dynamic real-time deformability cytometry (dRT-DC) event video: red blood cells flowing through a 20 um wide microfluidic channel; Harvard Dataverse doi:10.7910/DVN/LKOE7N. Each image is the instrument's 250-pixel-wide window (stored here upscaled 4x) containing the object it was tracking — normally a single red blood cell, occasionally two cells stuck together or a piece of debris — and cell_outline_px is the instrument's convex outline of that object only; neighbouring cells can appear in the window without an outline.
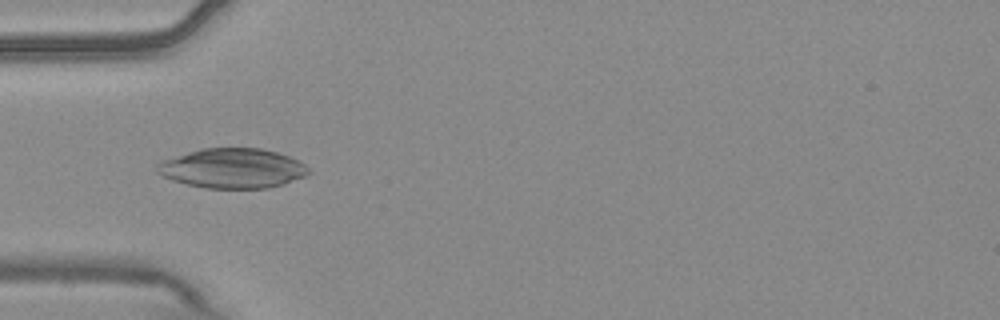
{"species": "common noctule bat (a hibernating species)", "species_latin": "Nyctalus noctula", "temperature_condition": "warm", "stored_images_in_passage": 8, "camera_frame_rate_fps": 3000, "um_per_image_px": 0.085, "animal": {"sex": "male", "body_mass_g": 20.4}, "frame": {"image": 1, "passage_image": 4, "time_ms": 1.0, "image_size_px": [1000, 320], "cell_outline_px": [[312, 172], [304, 176], [268, 188], [204, 188], [172, 180], [156, 172], [156, 164], [164, 160], [200, 148], [264, 148], [288, 156], [304, 164]], "centroid_in_image_um": [19.75, 14.3], "position_along_channel_um": 65.3, "area_um2": 34.8}}
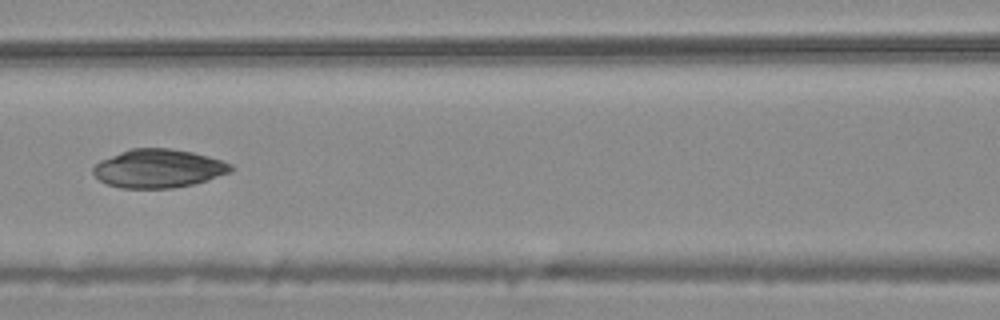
{"frame": {"image": 2, "passage_image": 6, "time_ms": 1.667, "image_size_px": [1000, 320], "cell_outline_px": [[232, 168], [228, 172], [208, 180], [192, 184], [172, 188], [120, 188], [108, 184], [100, 180], [92, 172], [92, 168], [100, 160], [120, 152], [132, 148], [168, 148], [192, 152], [208, 156], [232, 164]], "centroid_in_image_um": [13.43, 14.32], "position_along_channel_um": 153.2, "area_um2": 30.63}}
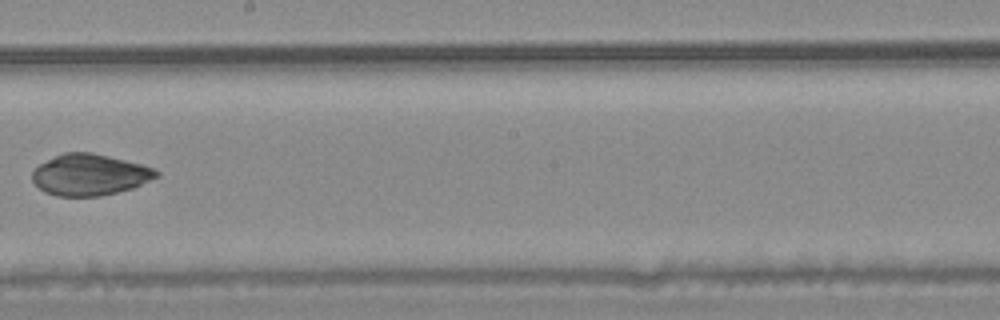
{"frame": {"image": 3, "passage_image": 8, "time_ms": 2.333, "image_size_px": [1000, 320], "cell_outline_px": [[160, 176], [132, 188], [100, 196], [56, 196], [44, 192], [32, 180], [32, 172], [40, 164], [64, 152], [92, 152], [156, 168], [160, 172]], "centroid_in_image_um": [7.64, 14.86], "position_along_channel_um": 240.6, "area_um2": 29.71}}